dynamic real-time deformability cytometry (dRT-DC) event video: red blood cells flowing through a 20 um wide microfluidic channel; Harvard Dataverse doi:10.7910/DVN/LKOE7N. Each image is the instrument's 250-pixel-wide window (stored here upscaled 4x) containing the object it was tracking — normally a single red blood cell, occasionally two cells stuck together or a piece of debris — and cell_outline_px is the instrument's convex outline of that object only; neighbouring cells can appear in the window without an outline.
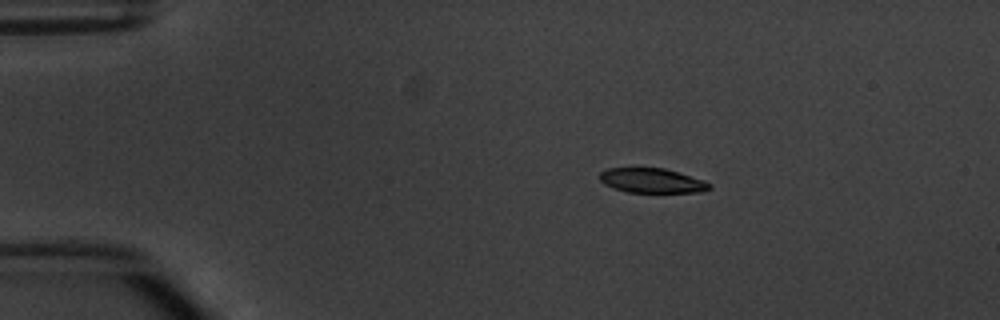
{"species": "common noctule bat (a hibernating species)", "species_latin": "Nyctalus noctula", "temperature_condition": "warm", "stored_images_in_passage": 4, "camera_frame_rate_fps": 3000, "um_per_image_px": 0.085, "animal": {"sex": "male", "body_mass_g": 20.1, "forearm_length_mm": 53.5}, "frame": {"image": 1, "passage_image": 2, "time_ms": 1.333, "image_size_px": [1000, 320], "cell_outline_px": [[712, 188], [704, 192], [628, 192], [612, 188], [604, 184], [600, 180], [600, 172], [608, 168], [664, 168], [704, 180], [712, 184]], "centroid_in_image_um": [55.43, 15.36], "position_along_channel_um": 29.6, "area_um2": 15.78}}
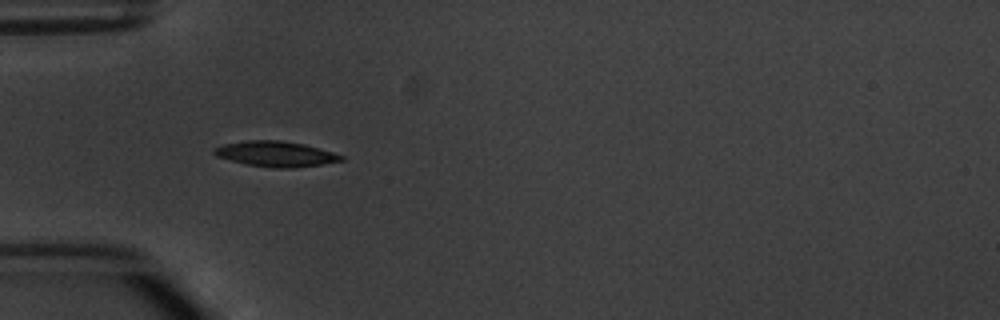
{"frame": {"image": 2, "passage_image": 4, "time_ms": 3.667, "image_size_px": [1000, 320], "cell_outline_px": [[344, 160], [320, 164], [292, 168], [276, 168], [248, 164], [216, 156], [212, 152], [212, 148], [224, 144], [248, 140], [280, 140], [304, 144], [332, 152], [344, 156]], "centroid_in_image_um": [23.42, 13.07], "position_along_channel_um": 61.6, "area_um2": 18.55}}